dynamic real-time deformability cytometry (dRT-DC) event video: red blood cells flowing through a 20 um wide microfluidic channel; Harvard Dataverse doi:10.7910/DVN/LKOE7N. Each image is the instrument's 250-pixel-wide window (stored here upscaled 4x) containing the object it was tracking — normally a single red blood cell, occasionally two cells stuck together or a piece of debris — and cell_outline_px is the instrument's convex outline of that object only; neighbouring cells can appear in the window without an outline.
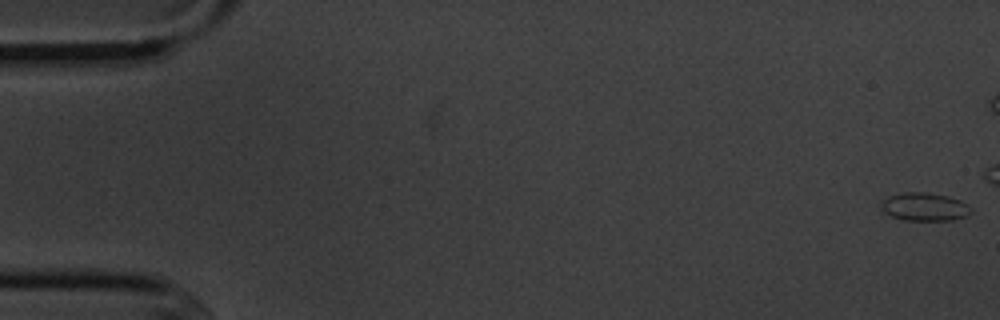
{"species": "common noctule bat (a hibernating species)", "species_latin": "Nyctalus noctula", "temperature_condition": "cold", "stored_images_in_passage": 4, "camera_frame_rate_fps": 3000, "um_per_image_px": 0.085, "animal": {"sex": "male", "body_mass_g": 20.1, "forearm_length_mm": 53.5}, "frame": {"image": 1, "passage_image": 1, "time_ms": 0.0, "image_size_px": [1000, 320], "cell_outline_px": [[972, 212], [968, 216], [952, 220], [904, 220], [892, 216], [884, 212], [880, 208], [880, 200], [888, 196], [904, 192], [928, 192], [948, 196], [960, 200], [968, 204], [972, 208]], "centroid_in_image_um": [78.59, 17.57], "position_along_channel_um": 6.4, "area_um2": 15.03}}